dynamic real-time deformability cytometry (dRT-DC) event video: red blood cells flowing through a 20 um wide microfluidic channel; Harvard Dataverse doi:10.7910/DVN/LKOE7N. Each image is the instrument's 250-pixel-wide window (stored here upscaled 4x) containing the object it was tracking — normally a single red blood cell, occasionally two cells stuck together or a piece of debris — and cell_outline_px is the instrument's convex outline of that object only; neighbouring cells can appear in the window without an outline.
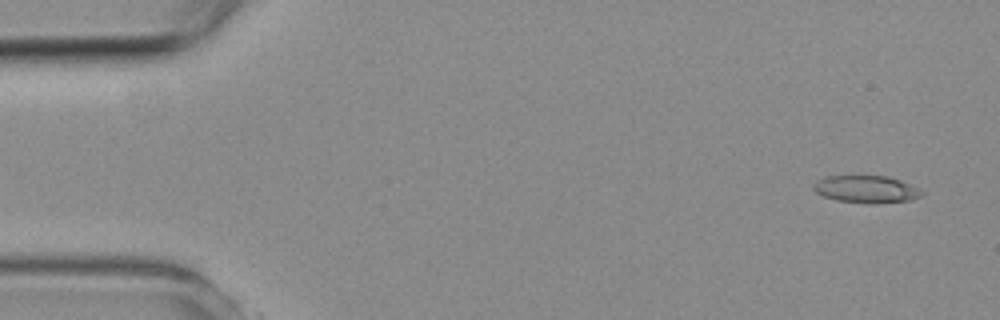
{"species": "common noctule bat (a hibernating species)", "species_latin": "Nyctalus noctula", "temperature_condition": "room temperature", "stored_images_in_passage": 5, "camera_frame_rate_fps": 3000, "um_per_image_px": 0.085, "animal": {"sex": "female", "body_mass_g": 19.3, "forearm_length_mm": 54.1}, "frame": {"image": 1, "passage_image": 1, "time_ms": 0.0, "image_size_px": [1000, 320], "cell_outline_px": [[924, 196], [912, 200], [872, 204], [868, 204], [836, 200], [824, 196], [816, 192], [812, 188], [812, 184], [824, 176], [888, 176], [900, 180], [924, 192]], "centroid_in_image_um": [73.63, 16.09], "position_along_channel_um": 11.4, "area_um2": 17.34}}
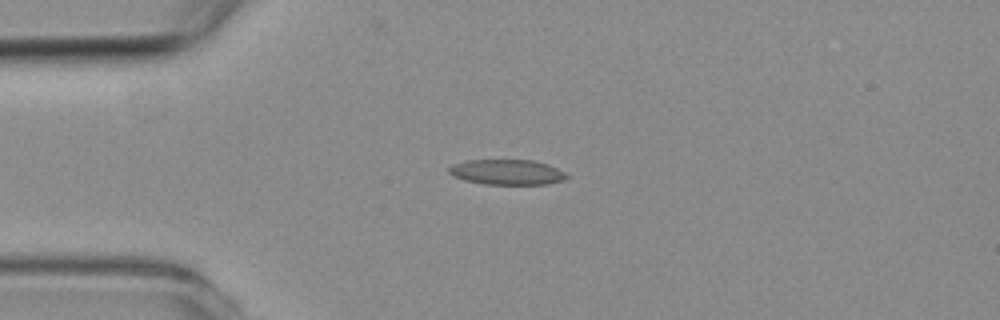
{"frame": {"image": 2, "passage_image": 4, "time_ms": 3.333, "image_size_px": [1000, 320], "cell_outline_px": [[568, 176], [564, 180], [548, 184], [484, 184], [464, 180], [452, 176], [448, 172], [448, 168], [452, 164], [468, 160], [532, 160], [548, 164], [564, 172]], "centroid_in_image_um": [43.07, 14.63], "position_along_channel_um": 41.9, "area_um2": 17.34}}